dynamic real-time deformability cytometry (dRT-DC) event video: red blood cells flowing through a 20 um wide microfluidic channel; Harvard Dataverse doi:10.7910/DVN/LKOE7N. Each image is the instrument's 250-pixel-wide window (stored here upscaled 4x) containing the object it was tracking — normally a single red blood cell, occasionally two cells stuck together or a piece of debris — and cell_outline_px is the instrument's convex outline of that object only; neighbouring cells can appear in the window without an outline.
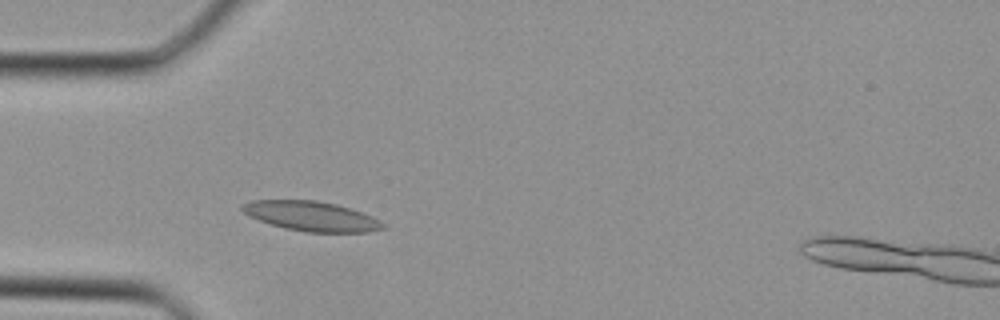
{"species": "Egyptian fruit bat (a non-hibernating species)", "species_latin": "Rousettus aegyptiacus", "temperature_condition": "cold", "stored_images_in_passage": 31, "camera_frame_rate_fps": 3000, "um_per_image_px": 0.085, "animal": {"sex": "female"}, "frame": {"image": 1, "passage_image": 4, "time_ms": 1.0, "image_size_px": [1000, 320], "cell_outline_px": [[384, 228], [368, 232], [304, 232], [284, 228], [248, 216], [240, 208], [244, 204], [252, 200], [316, 200], [336, 204], [352, 208], [372, 216], [380, 220], [384, 224]], "centroid_in_image_um": [26.49, 18.37], "position_along_channel_um": 58.5, "area_um2": 24.33}}
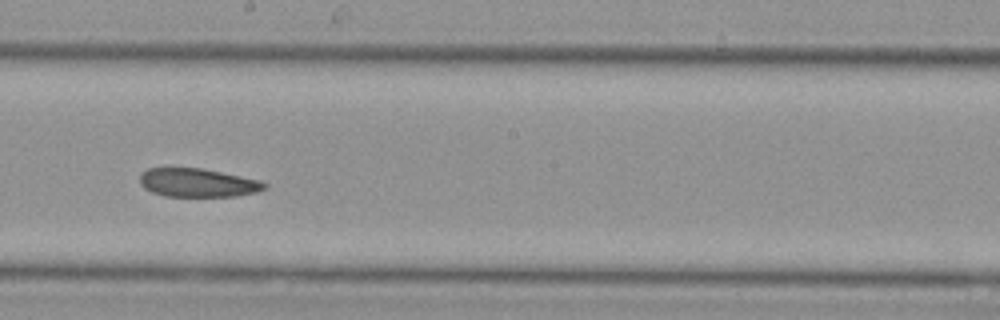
{"frame": {"image": 2, "passage_image": 14, "time_ms": 4.333, "image_size_px": [1000, 320], "cell_outline_px": [[268, 184], [264, 188], [256, 192], [236, 196], [164, 196], [152, 192], [144, 188], [140, 184], [140, 176], [148, 168], [204, 168], [260, 180]], "centroid_in_image_um": [16.81, 15.53], "position_along_channel_um": 231.4, "area_um2": 20.69}}
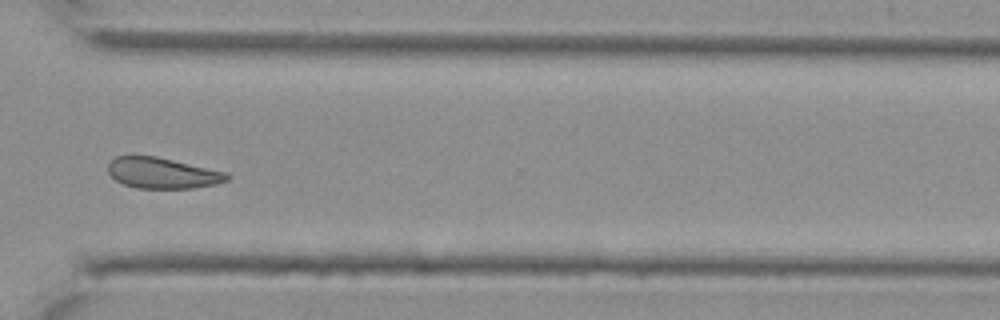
{"frame": {"image": 3, "passage_image": 21, "time_ms": 6.667, "image_size_px": [1000, 320], "cell_outline_px": [[232, 176], [228, 180], [216, 184], [192, 188], [136, 188], [124, 184], [116, 180], [108, 172], [108, 164], [116, 156], [156, 156], [228, 172]], "centroid_in_image_um": [13.85, 14.71], "position_along_channel_um": 356.8, "area_um2": 21.39}}